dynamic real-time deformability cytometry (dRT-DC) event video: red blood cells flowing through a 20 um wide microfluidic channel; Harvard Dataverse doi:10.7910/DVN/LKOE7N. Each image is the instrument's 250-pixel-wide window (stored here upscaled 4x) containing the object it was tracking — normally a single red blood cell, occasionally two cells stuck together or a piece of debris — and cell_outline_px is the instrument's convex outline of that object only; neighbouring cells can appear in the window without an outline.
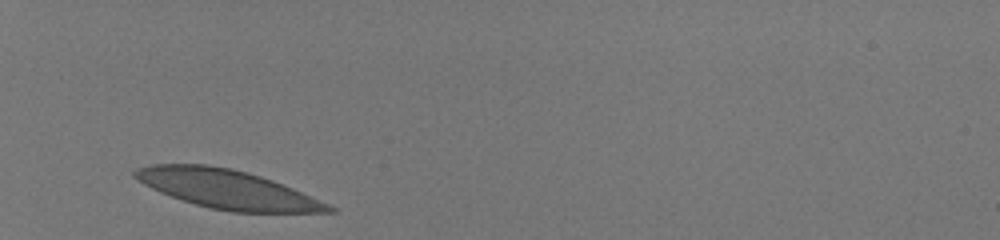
{"species": "human", "species_latin": "Homo sapiens", "temperature_condition": "room temperature", "stored_images_in_passage": 29, "camera_frame_rate_fps": 3000, "um_per_image_px": 0.085, "donor": {"sex": "male"}, "frame": {"image": 1, "passage_image": 1, "time_ms": 0.0, "image_size_px": [1000, 240], "cell_outline_px": [[336, 212], [232, 212], [212, 208], [196, 204], [160, 192], [144, 184], [132, 176], [132, 172], [136, 168], [152, 164], [208, 164], [232, 168], [248, 172], [272, 180], [292, 188], [328, 204], [336, 208]], "centroid_in_image_um": [19.29, 16.06], "position_along_channel_um": 65.7, "area_um2": 43.41}}
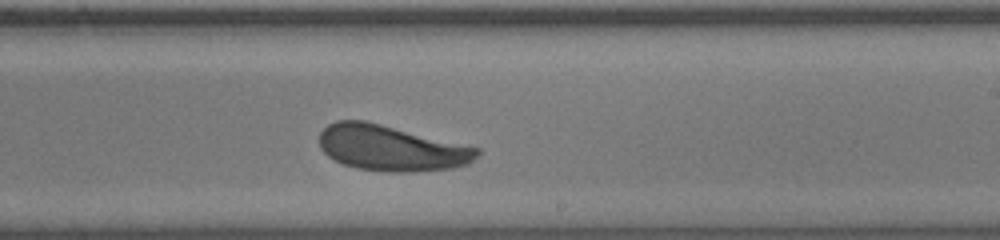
{"frame": {"image": 2, "passage_image": 17, "time_ms": 5.333, "image_size_px": [1000, 240], "cell_outline_px": [[480, 152], [468, 164], [452, 168], [412, 172], [384, 172], [356, 168], [344, 164], [328, 156], [320, 148], [320, 132], [328, 124], [336, 120], [364, 120], [480, 148]], "centroid_in_image_um": [33.23, 12.59], "position_along_channel_um": 255.8, "area_um2": 41.85}}
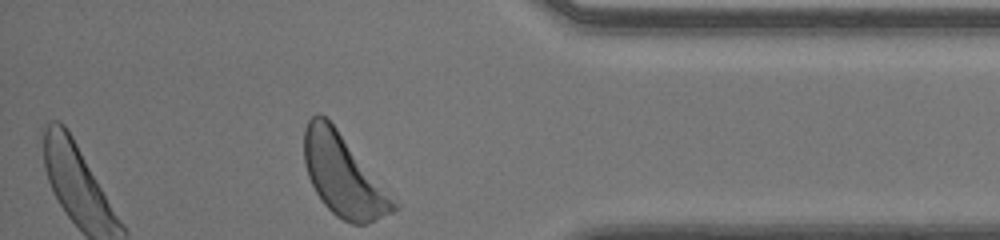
{"frame": {"image": 3, "passage_image": 29, "time_ms": 9.333, "image_size_px": [1000, 240], "cell_outline_px": [[400, 208], [368, 224], [352, 224], [336, 216], [324, 204], [316, 192], [308, 176], [304, 164], [304, 128], [308, 120], [316, 112], [320, 112], [336, 128], [400, 204]], "centroid_in_image_um": [29.19, 14.92], "position_along_channel_um": 406.0, "area_um2": 42.31}, "authors_computed_cell_mechanics": {"area_um2": 41.905, "velocity_mm_per_s": 4.0348, "shape_relaxation_time_tau1_ms": 3.2821, "shape_relaxation_time_tau2_ms": null, "deformation_change_tau1": 0.1412, "deformation_change_tau2": null}}